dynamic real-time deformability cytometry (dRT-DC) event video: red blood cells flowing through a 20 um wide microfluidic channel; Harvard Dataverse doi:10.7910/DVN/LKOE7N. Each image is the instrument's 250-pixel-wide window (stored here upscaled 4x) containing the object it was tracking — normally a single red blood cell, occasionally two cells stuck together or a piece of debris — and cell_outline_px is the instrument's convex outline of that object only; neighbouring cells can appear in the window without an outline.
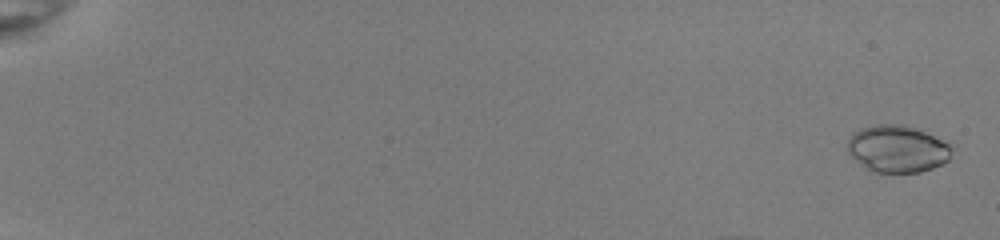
{"species": "common noctule bat (a hibernating species)", "species_latin": "Nyctalus noctula", "temperature_condition": "room temperature", "stored_images_in_passage": 50, "segment_of_instrument_passage": [1, 2], "camera_frame_rate_fps": 3000, "um_per_image_px": 0.085, "animal": {"sex": "female", "body_mass_g": 22.0, "forearm_length_mm": 56.7}, "frame": {"image": 1, "passage_image": 2, "time_ms": 0.333, "image_size_px": [1000, 240], "cell_outline_px": [[952, 148], [948, 160], [932, 168], [920, 172], [872, 172], [864, 168], [848, 152], [848, 140], [852, 132], [876, 124], [904, 124], [924, 132], [948, 144]], "centroid_in_image_um": [76.23, 12.66], "position_along_channel_um": 8.8, "area_um2": 28.26}}